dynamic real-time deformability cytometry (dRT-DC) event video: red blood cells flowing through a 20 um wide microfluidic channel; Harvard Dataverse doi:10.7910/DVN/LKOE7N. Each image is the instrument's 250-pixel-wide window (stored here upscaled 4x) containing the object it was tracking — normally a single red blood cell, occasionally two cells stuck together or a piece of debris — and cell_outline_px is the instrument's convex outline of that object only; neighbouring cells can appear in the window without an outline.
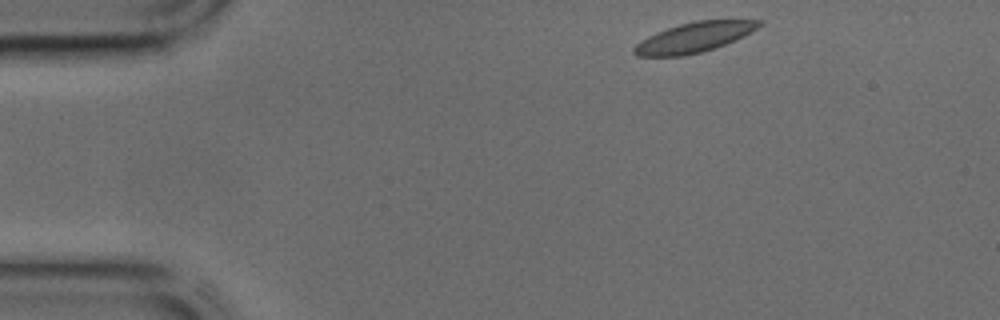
{"species": "common noctule bat (a hibernating species)", "species_latin": "Nyctalus noctula", "temperature_condition": "cold", "stored_images_in_passage": 6, "camera_frame_rate_fps": 3000, "um_per_image_px": 0.085, "animal": {"sex": "male", "body_mass_g": 17.9, "forearm_length_mm": 54.2}, "frame": {"image": 1, "passage_image": 1, "time_ms": 0.0, "image_size_px": [1000, 320], "cell_outline_px": [[764, 20], [756, 28], [724, 44], [700, 52], [684, 56], [636, 56], [632, 52], [632, 48], [640, 40], [656, 32], [680, 24], [696, 20]], "centroid_in_image_um": [58.89, 3.18], "position_along_channel_um": 26.1, "area_um2": 21.33}}